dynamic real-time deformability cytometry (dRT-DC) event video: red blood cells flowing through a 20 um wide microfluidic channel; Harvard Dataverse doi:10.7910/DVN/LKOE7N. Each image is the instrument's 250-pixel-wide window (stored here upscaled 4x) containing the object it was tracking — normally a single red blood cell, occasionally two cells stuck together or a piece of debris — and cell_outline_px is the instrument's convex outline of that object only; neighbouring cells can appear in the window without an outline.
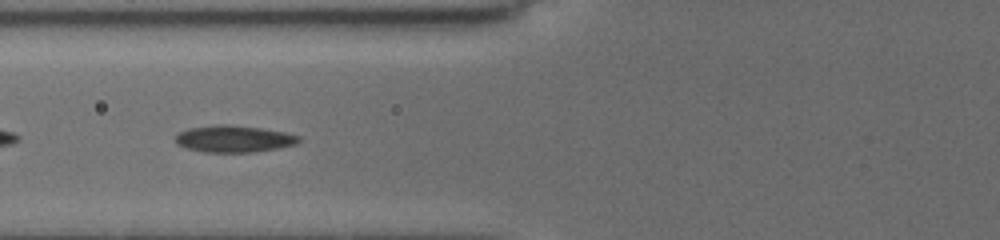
{"species": "common noctule bat (a hibernating species)", "species_latin": "Nyctalus noctula", "temperature_condition": "cold", "stored_images_in_passage": 24, "camera_frame_rate_fps": 3000, "um_per_image_px": 0.085, "animal": {"sex": "female", "body_mass_g": 19.5, "forearm_length_mm": 54.1}, "frame": {"image": 1, "passage_image": 3, "time_ms": 1.0, "image_size_px": [1000, 240], "cell_outline_px": [[300, 140], [296, 144], [280, 148], [256, 152], [204, 152], [184, 148], [176, 144], [176, 136], [180, 132], [188, 128], [224, 124], [228, 124], [260, 128], [284, 132], [300, 136]], "centroid_in_image_um": [19.88, 11.81], "position_along_channel_um": 105.9, "area_um2": 19.31}}
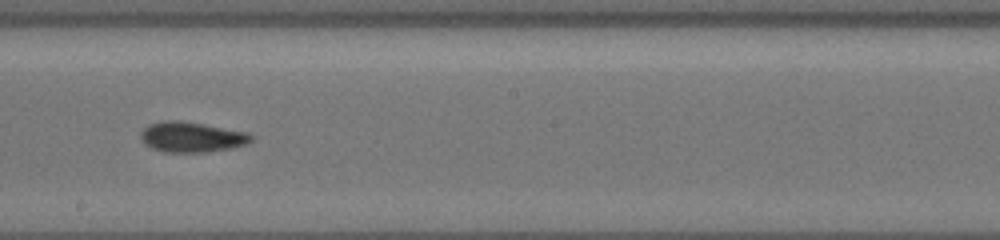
{"frame": {"image": 2, "passage_image": 10, "time_ms": 4.333, "image_size_px": [1000, 240], "cell_outline_px": [[256, 136], [248, 144], [232, 148], [208, 152], [164, 152], [152, 148], [144, 144], [140, 140], [140, 132], [148, 124], [164, 120], [180, 120], [248, 132]], "centroid_in_image_um": [16.3, 11.65], "position_along_channel_um": 231.9, "area_um2": 19.83}}
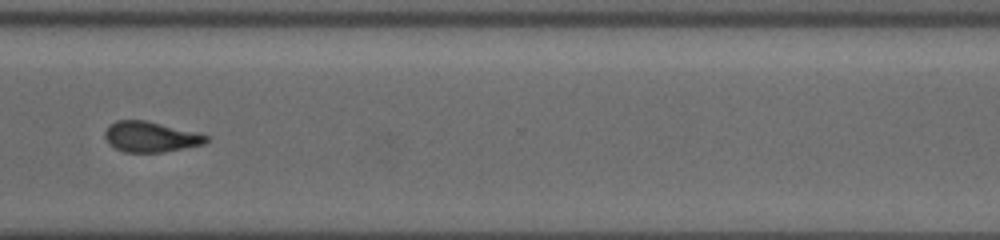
{"frame": {"image": 3, "passage_image": 17, "time_ms": 7.667, "image_size_px": [1000, 240], "cell_outline_px": [[212, 136], [204, 144], [164, 152], [124, 152], [116, 148], [104, 136], [104, 132], [108, 124], [116, 120], [144, 120], [200, 132]], "centroid_in_image_um": [12.85, 11.61], "position_along_channel_um": 357.7, "area_um2": 18.15}, "authors_computed_cell_mechanics": {"area_um2": 18.7561, "velocity_mm_per_s": 3.7755, "shape_relaxation_time_tau1_ms": 9.0537, "shape_relaxation_time_tau2_ms": 10.5351, "deformation_change_tau1": 0.1703, "deformation_change_tau2": 0.167}}